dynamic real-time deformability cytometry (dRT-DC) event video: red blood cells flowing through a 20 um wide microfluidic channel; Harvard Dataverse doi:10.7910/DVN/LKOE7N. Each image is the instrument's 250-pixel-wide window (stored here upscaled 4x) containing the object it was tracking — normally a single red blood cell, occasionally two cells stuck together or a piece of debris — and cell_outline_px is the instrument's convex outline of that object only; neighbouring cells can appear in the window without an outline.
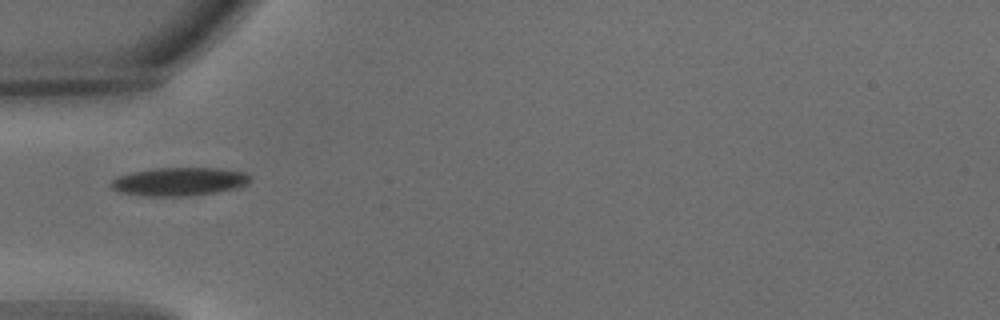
{"species": "common noctule bat (a hibernating species)", "species_latin": "Nyctalus noctula", "temperature_condition": "warm", "stored_images_in_passage": 5, "camera_frame_rate_fps": 3000, "um_per_image_px": 0.085, "animal": {"sex": "male", "body_mass_g": 15.6}, "frame": {"image": 1, "passage_image": 4, "time_ms": 1.0, "image_size_px": [1000, 320], "cell_outline_px": [[252, 176], [248, 184], [240, 188], [216, 192], [184, 196], [148, 196], [120, 192], [112, 188], [108, 184], [116, 176], [132, 172], [152, 168], [220, 168], [244, 172]], "centroid_in_image_um": [15.25, 15.43], "position_along_channel_um": 69.8, "area_um2": 23.18}}
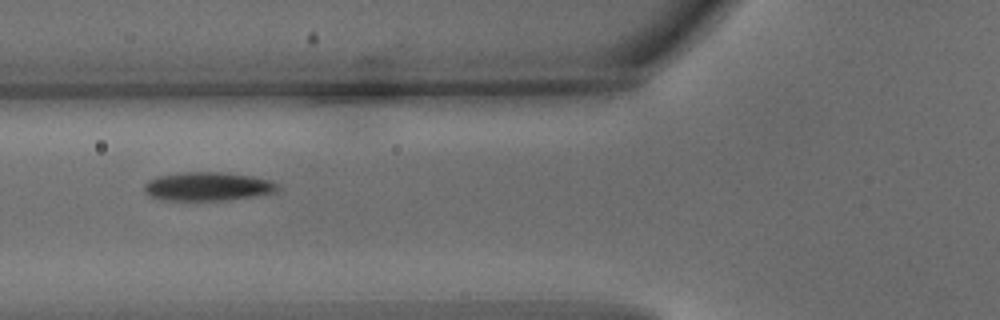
{"frame": {"image": 2, "passage_image": 5, "time_ms": 1.333, "image_size_px": [1000, 320], "cell_outline_px": [[280, 192], [228, 200], [164, 200], [152, 196], [144, 192], [144, 184], [148, 180], [160, 176], [184, 172], [224, 172], [252, 176], [268, 180], [276, 184], [280, 188]], "centroid_in_image_um": [17.69, 15.85], "position_along_channel_um": 108.1, "area_um2": 22.25}}